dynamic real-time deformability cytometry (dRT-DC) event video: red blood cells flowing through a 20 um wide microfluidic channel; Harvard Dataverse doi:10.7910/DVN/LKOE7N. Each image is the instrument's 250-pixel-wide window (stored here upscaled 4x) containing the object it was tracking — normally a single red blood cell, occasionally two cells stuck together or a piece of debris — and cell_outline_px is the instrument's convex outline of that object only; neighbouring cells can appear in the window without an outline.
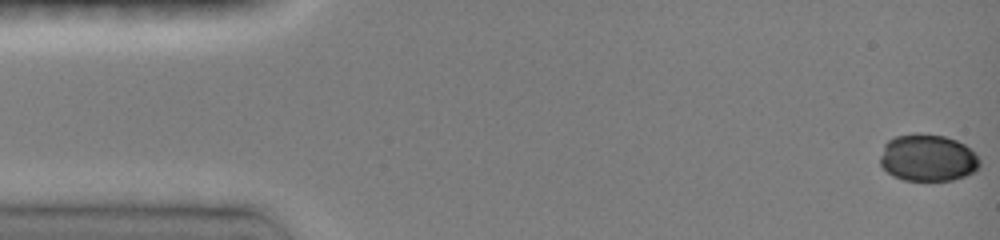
{"species": "common noctule bat (a hibernating species)", "species_latin": "Nyctalus noctula", "temperature_condition": "room temperature", "stored_images_in_passage": 7, "camera_frame_rate_fps": 3000, "um_per_image_px": 0.085, "animal": {"sex": "female", "body_mass_g": 19.0, "forearm_length_mm": 51.5}, "frame": {"image": 1, "passage_image": 1, "time_ms": 0.0, "image_size_px": [1000, 240], "cell_outline_px": [[980, 164], [976, 172], [952, 180], [904, 180], [892, 176], [880, 164], [880, 156], [884, 144], [888, 140], [896, 136], [944, 136], [956, 140], [964, 144], [980, 160]], "centroid_in_image_um": [78.86, 13.46], "position_along_channel_um": 6.1, "area_um2": 26.65}}
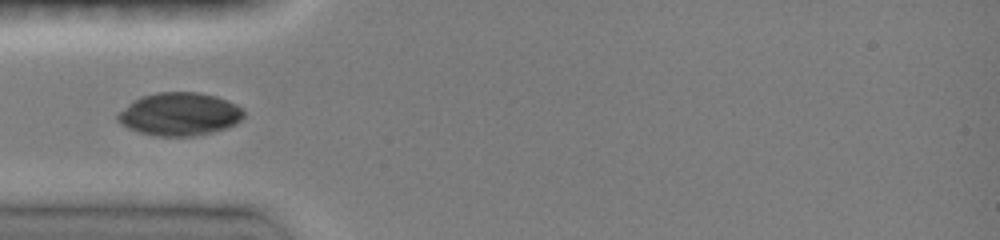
{"frame": {"image": 2, "passage_image": 5, "time_ms": 4.667, "image_size_px": [1000, 240], "cell_outline_px": [[244, 116], [236, 124], [212, 132], [192, 136], [156, 136], [140, 132], [128, 128], [120, 124], [116, 120], [116, 112], [132, 100], [140, 96], [156, 92], [200, 92], [216, 96], [228, 100], [236, 104], [244, 112]], "centroid_in_image_um": [15.2, 9.69], "position_along_channel_um": 69.8, "area_um2": 31.91}}
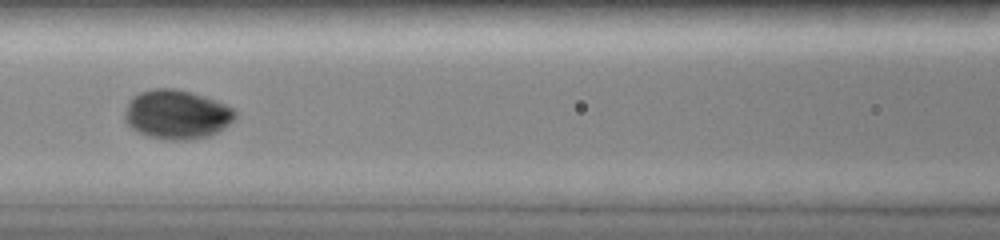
{"frame": {"image": 3, "passage_image": 7, "time_ms": 6.667, "image_size_px": [1000, 240], "cell_outline_px": [[236, 116], [228, 124], [216, 132], [208, 136], [192, 140], [164, 140], [148, 136], [132, 128], [124, 120], [124, 112], [128, 100], [132, 96], [140, 92], [152, 88], [176, 88], [192, 92], [216, 100], [232, 108], [236, 112]], "centroid_in_image_um": [14.98, 9.72], "position_along_channel_um": 151.6, "area_um2": 31.79}}